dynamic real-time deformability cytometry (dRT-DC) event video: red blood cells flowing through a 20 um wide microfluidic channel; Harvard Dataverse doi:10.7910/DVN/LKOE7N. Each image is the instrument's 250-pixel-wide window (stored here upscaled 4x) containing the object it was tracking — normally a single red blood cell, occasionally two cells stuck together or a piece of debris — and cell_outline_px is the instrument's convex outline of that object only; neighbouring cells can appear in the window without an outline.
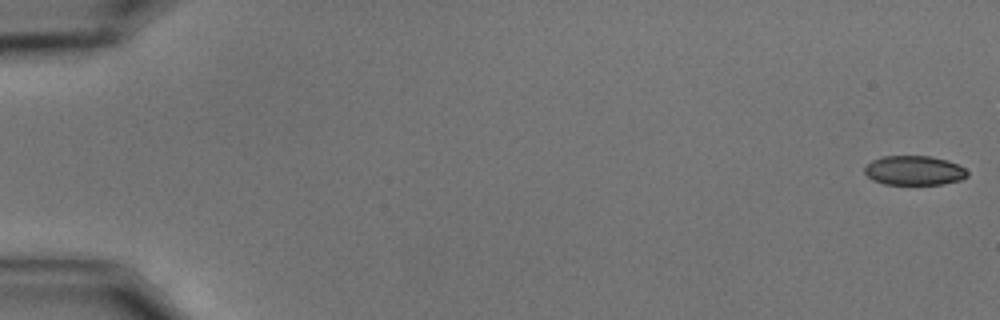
{"species": "common noctule bat (a hibernating species)", "species_latin": "Nyctalus noctula", "temperature_condition": "cold", "stored_images_in_passage": 58, "camera_frame_rate_fps": 3000, "um_per_image_px": 0.085, "animal": {"sex": "male", "body_mass_g": 15.6}, "frame": {"image": 1, "passage_image": 1, "time_ms": 0.0, "image_size_px": [1000, 320], "cell_outline_px": [[968, 176], [960, 180], [940, 184], [884, 184], [872, 180], [864, 172], [864, 168], [872, 160], [884, 156], [932, 156], [948, 160], [964, 168], [968, 172]], "centroid_in_image_um": [77.7, 14.49], "position_along_channel_um": 7.3, "area_um2": 17.57}}
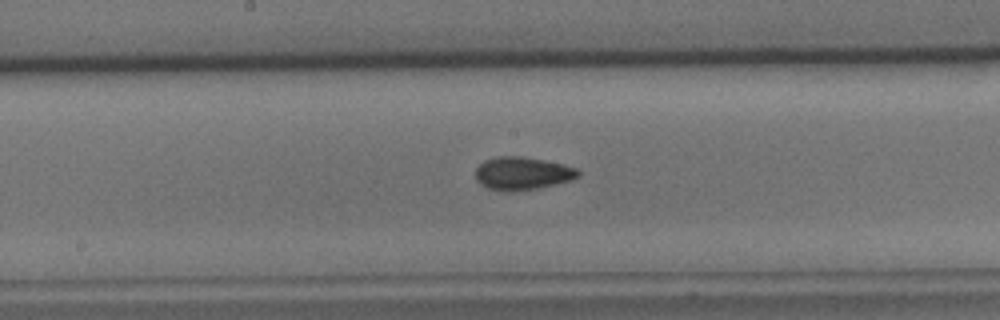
{"frame": {"image": 2, "passage_image": 31, "time_ms": 10.0, "image_size_px": [1000, 320], "cell_outline_px": [[580, 176], [572, 180], [556, 184], [536, 188], [512, 192], [500, 192], [488, 188], [480, 184], [476, 180], [476, 168], [484, 160], [496, 156], [520, 156], [544, 160], [564, 164], [576, 168], [580, 172]], "centroid_in_image_um": [44.39, 14.74], "position_along_channel_um": 203.8, "area_um2": 19.94}}
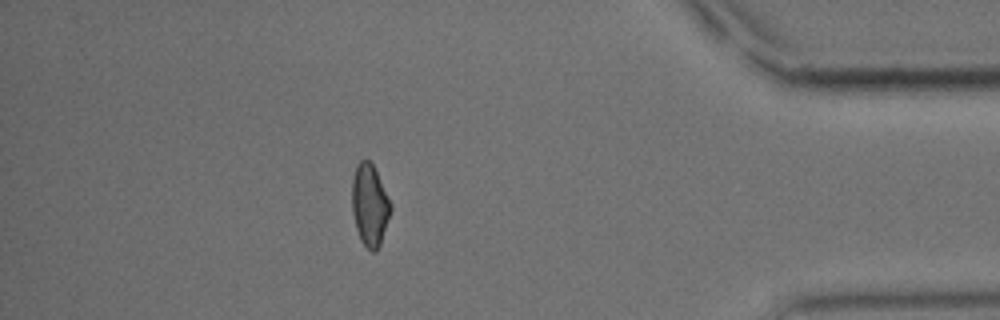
{"frame": {"image": 3, "passage_image": 51, "time_ms": 16.667, "image_size_px": [1000, 320], "cell_outline_px": [[392, 208], [380, 244], [376, 252], [372, 252], [360, 240], [356, 228], [352, 212], [352, 176], [356, 164], [360, 160], [368, 160], [372, 164], [392, 204]], "centroid_in_image_um": [31.41, 17.43], "position_along_channel_um": 403.8, "area_um2": 18.38}, "authors_computed_cell_mechanics": {"area_um2": 18.785, "velocity_mm_per_s": 3.5435, "shape_relaxation_time_tau1_ms": 4.3583, "shape_relaxation_time_tau2_ms": 4.9, "deformation_change_tau1": 0.1071, "deformation_change_tau2": 0.0812}}